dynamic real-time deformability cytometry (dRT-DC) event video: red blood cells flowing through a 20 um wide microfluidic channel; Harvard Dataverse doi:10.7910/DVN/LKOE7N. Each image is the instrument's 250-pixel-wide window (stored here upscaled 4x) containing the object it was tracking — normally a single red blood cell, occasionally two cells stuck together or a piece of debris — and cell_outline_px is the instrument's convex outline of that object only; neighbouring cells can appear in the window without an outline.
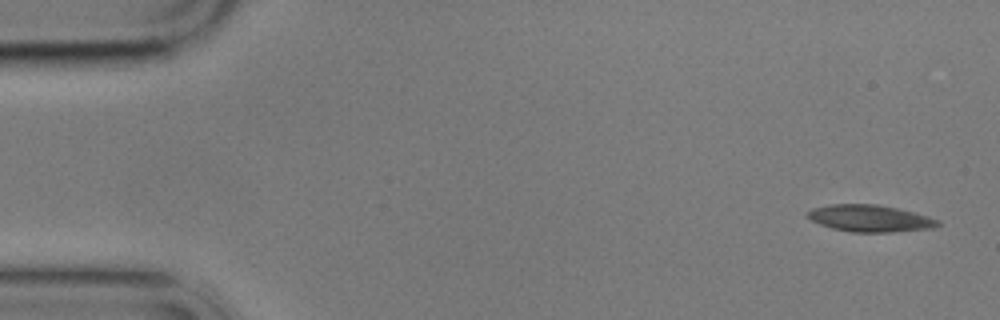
{"species": "common noctule bat (a hibernating species)", "species_latin": "Nyctalus noctula", "temperature_condition": "cold", "stored_images_in_passage": 5, "camera_frame_rate_fps": 3000, "um_per_image_px": 0.085, "animal": {"sex": "male", "body_mass_g": 17.9}, "frame": {"image": 1, "passage_image": 1, "time_ms": 0.0, "image_size_px": [1000, 320], "cell_outline_px": [[940, 224], [936, 228], [892, 232], [852, 232], [832, 228], [820, 224], [804, 216], [812, 208], [828, 204], [880, 204], [928, 216], [940, 220]], "centroid_in_image_um": [73.95, 18.56], "position_along_channel_um": 11.0, "area_um2": 20.52}}